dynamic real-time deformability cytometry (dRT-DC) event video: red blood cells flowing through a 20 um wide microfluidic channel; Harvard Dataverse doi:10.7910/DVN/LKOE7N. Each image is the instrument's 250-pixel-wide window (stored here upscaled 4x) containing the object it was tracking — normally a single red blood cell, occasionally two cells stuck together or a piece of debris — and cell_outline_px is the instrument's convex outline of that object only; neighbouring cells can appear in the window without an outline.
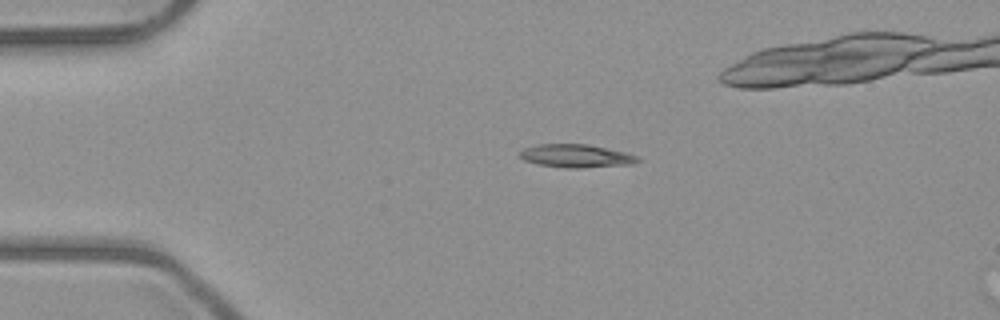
{"species": "common noctule bat (a hibernating species)", "species_latin": "Nyctalus noctula", "temperature_condition": "room temperature", "stored_images_in_passage": 4, "camera_frame_rate_fps": 3000, "um_per_image_px": 0.085, "animal": {"sex": "male", "body_mass_g": 23.1, "forearm_length_mm": 52.7}, "frame": {"image": 1, "passage_image": 3, "time_ms": 2.333, "image_size_px": [1000, 320], "cell_outline_px": [[640, 160], [632, 164], [580, 168], [564, 168], [536, 164], [524, 160], [520, 156], [520, 152], [524, 148], [540, 144], [588, 144], [624, 152], [636, 156]], "centroid_in_image_um": [48.94, 13.26], "position_along_channel_um": 36.1, "area_um2": 15.78}}